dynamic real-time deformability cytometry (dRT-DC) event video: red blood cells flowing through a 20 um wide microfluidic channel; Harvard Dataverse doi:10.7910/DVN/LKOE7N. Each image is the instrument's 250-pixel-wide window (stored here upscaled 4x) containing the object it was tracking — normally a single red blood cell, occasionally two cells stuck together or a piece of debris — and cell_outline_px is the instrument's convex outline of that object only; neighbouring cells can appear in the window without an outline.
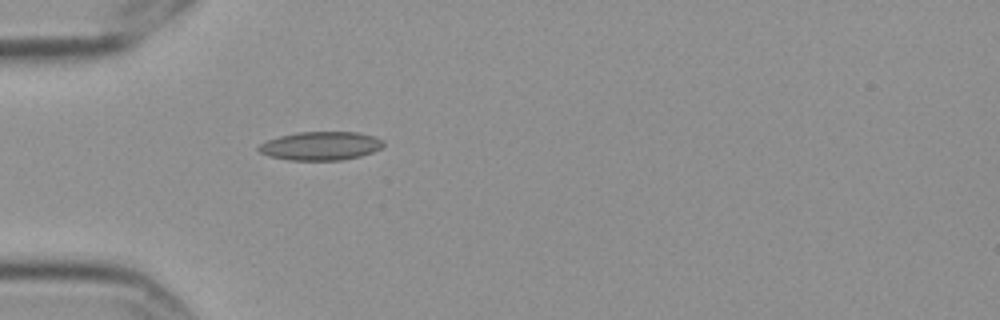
{"species": "Egyptian fruit bat (a non-hibernating species)", "species_latin": "Rousettus aegyptiacus", "temperature_condition": "cold", "stored_images_in_passage": 1, "camera_frame_rate_fps": 3000, "um_per_image_px": 0.085, "frame": {"image": 1, "passage_image": 1, "time_ms": 0.0, "image_size_px": [1000, 320], "cell_outline_px": [[384, 144], [380, 148], [372, 152], [360, 156], [340, 160], [288, 160], [268, 156], [260, 152], [256, 148], [260, 144], [268, 140], [280, 136], [296, 132], [356, 132], [372, 136], [384, 140]], "centroid_in_image_um": [27.23, 12.4], "position_along_channel_um": 57.8, "area_um2": 20.69}}